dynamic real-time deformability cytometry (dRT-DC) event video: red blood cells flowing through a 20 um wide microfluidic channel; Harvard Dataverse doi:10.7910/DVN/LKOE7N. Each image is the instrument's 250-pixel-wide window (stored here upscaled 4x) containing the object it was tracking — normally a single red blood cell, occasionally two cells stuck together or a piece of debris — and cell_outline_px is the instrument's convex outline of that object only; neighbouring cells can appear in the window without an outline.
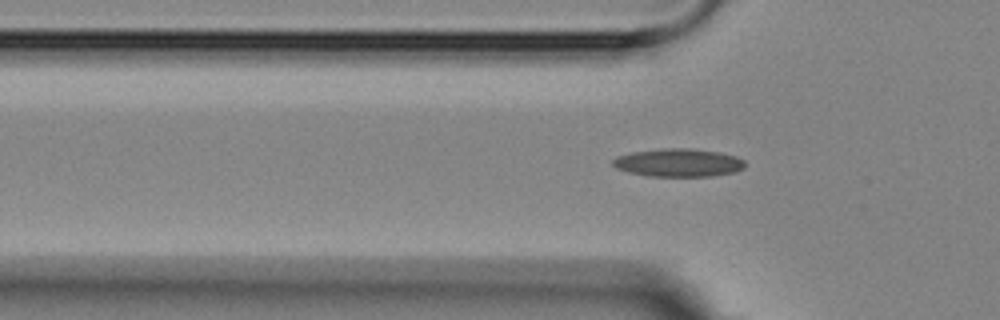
{"species": "Egyptian fruit bat (a non-hibernating species)", "species_latin": "Rousettus aegyptiacus", "temperature_condition": "room temperature", "stored_images_in_passage": 4, "camera_frame_rate_fps": 3000, "um_per_image_px": 0.085, "animal": {"sex": "female"}, "frame": {"image": 1, "passage_image": 4, "time_ms": 3.333, "image_size_px": [1000, 320], "cell_outline_px": [[744, 168], [736, 172], [712, 176], [648, 176], [628, 172], [616, 168], [612, 164], [612, 160], [616, 156], [632, 152], [664, 148], [692, 148], [720, 152], [736, 156], [744, 160]], "centroid_in_image_um": [57.67, 13.82], "position_along_channel_um": 68.1, "area_um2": 21.79}}